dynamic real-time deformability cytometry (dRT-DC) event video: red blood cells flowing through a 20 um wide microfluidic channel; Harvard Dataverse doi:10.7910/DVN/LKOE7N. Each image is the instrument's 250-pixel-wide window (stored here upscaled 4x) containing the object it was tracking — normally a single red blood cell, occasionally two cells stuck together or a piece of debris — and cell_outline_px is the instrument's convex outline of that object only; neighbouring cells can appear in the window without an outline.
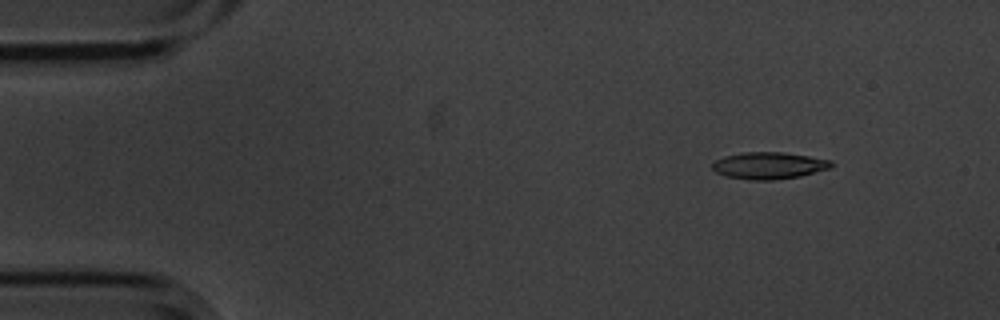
{"species": "common noctule bat (a hibernating species)", "species_latin": "Nyctalus noctula", "temperature_condition": "cold", "stored_images_in_passage": 9, "camera_frame_rate_fps": 3000, "um_per_image_px": 0.085, "animal": {"sex": "male", "body_mass_g": 20.1, "forearm_length_mm": 53.5}, "frame": {"image": 1, "passage_image": 1, "time_ms": 0.0, "image_size_px": [1000, 320], "cell_outline_px": [[836, 164], [832, 168], [800, 176], [772, 180], [748, 180], [728, 176], [716, 172], [712, 168], [712, 164], [716, 160], [724, 156], [744, 152], [784, 152], [832, 160]], "centroid_in_image_um": [65.41, 14.07], "position_along_channel_um": 19.6, "area_um2": 18.73}}
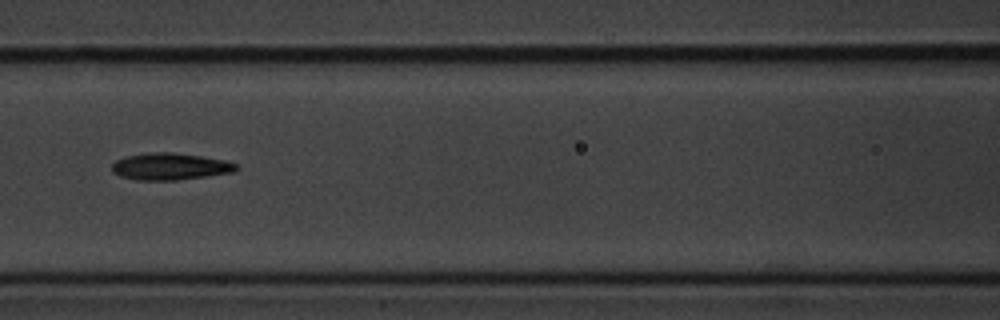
{"frame": {"image": 2, "passage_image": 6, "time_ms": 1.667, "image_size_px": [1000, 320], "cell_outline_px": [[236, 168], [232, 172], [208, 176], [176, 180], [136, 180], [120, 176], [112, 172], [112, 164], [116, 160], [124, 156], [148, 152], [172, 152], [200, 156], [224, 160], [236, 164]], "centroid_in_image_um": [14.39, 14.15], "position_along_channel_um": 152.2, "area_um2": 19.42}}
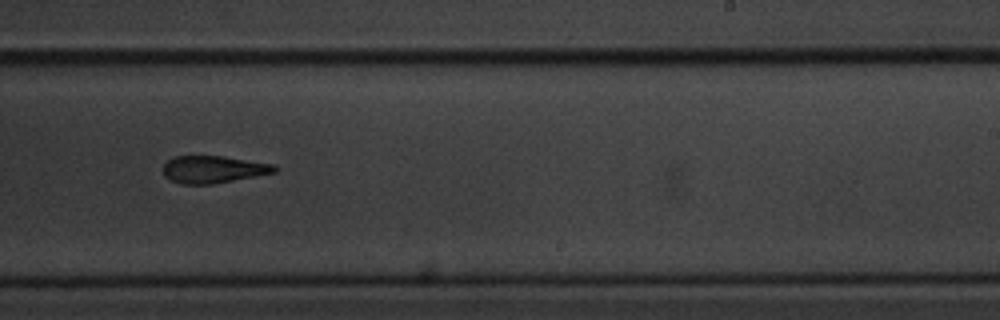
{"frame": {"image": 3, "passage_image": 9, "time_ms": 2.667, "image_size_px": [1000, 320], "cell_outline_px": [[276, 172], [256, 176], [212, 184], [180, 184], [164, 176], [164, 164], [168, 160], [176, 156], [224, 156], [272, 164], [276, 168]], "centroid_in_image_um": [18.11, 14.4], "position_along_channel_um": 270.9, "area_um2": 17.51}}